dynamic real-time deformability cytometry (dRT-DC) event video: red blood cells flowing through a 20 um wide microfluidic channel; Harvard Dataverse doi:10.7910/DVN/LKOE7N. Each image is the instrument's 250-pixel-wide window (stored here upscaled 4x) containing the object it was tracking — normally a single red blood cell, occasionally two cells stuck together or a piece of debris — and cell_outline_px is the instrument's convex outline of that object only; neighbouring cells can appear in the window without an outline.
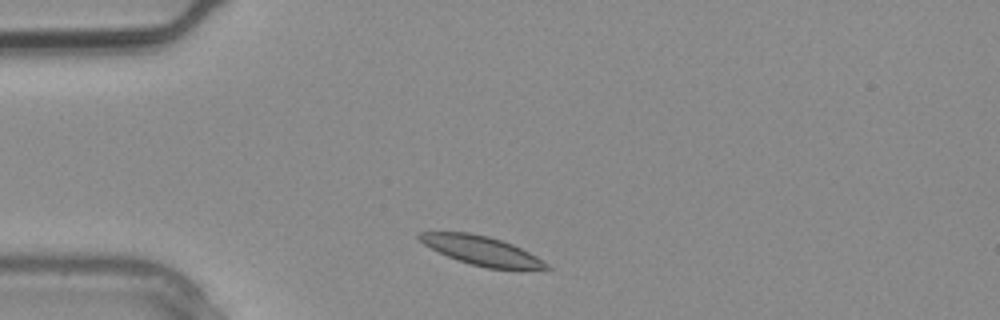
{"species": "common noctule bat (a hibernating species)", "species_latin": "Nyctalus noctula", "temperature_condition": "warm", "stored_images_in_passage": 1, "camera_frame_rate_fps": 3000, "um_per_image_px": 0.085, "animal": {"sex": "male", "body_mass_g": 20.4}, "frame": {"image": 1, "passage_image": 1, "time_ms": 0.0, "image_size_px": [1000, 320], "cell_outline_px": [[552, 268], [488, 268], [456, 260], [424, 244], [416, 236], [416, 232], [468, 232], [488, 236], [512, 244], [536, 256], [548, 264]], "centroid_in_image_um": [40.87, 21.28], "position_along_channel_um": 44.1, "area_um2": 20.92}}